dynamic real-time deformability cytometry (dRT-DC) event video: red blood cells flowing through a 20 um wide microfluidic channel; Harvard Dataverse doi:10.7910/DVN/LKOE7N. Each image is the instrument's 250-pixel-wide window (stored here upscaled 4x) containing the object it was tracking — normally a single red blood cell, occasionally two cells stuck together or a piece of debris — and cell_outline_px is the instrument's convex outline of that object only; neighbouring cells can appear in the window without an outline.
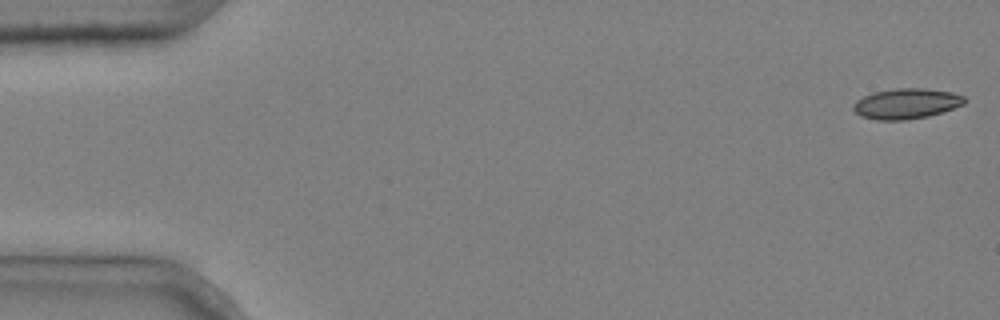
{"species": "common noctule bat (a hibernating species)", "species_latin": "Nyctalus noctula", "temperature_condition": "cold", "stored_images_in_passage": 5, "camera_frame_rate_fps": 3000, "um_per_image_px": 0.085, "animal": {"sex": "male", "body_mass_g": 20.4}, "frame": {"image": 1, "passage_image": 1, "time_ms": 0.0, "image_size_px": [1000, 320], "cell_outline_px": [[968, 100], [964, 104], [928, 116], [904, 120], [876, 120], [860, 116], [852, 108], [852, 104], [856, 100], [872, 92], [896, 88], [924, 88], [952, 92], [964, 96]], "centroid_in_image_um": [77.01, 8.8], "position_along_channel_um": 8.0, "area_um2": 19.77}}
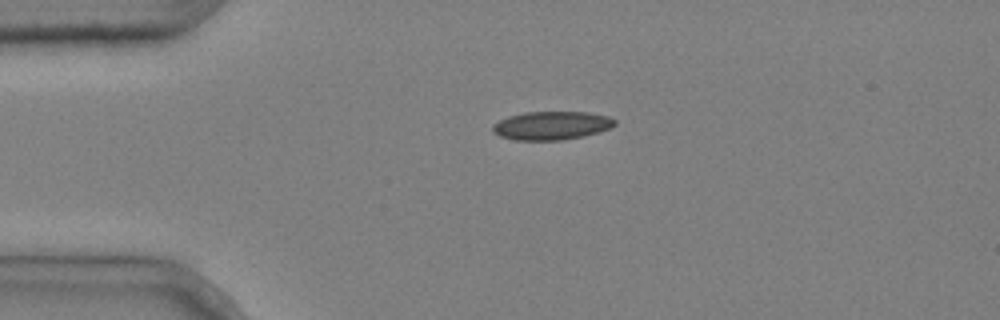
{"frame": {"image": 2, "passage_image": 4, "time_ms": 1.0, "image_size_px": [1000, 320], "cell_outline_px": [[616, 124], [608, 128], [584, 136], [564, 140], [516, 140], [500, 136], [492, 132], [492, 124], [508, 116], [524, 112], [588, 112], [608, 116], [616, 120]], "centroid_in_image_um": [46.85, 10.67], "position_along_channel_um": 38.1, "area_um2": 20.23}}